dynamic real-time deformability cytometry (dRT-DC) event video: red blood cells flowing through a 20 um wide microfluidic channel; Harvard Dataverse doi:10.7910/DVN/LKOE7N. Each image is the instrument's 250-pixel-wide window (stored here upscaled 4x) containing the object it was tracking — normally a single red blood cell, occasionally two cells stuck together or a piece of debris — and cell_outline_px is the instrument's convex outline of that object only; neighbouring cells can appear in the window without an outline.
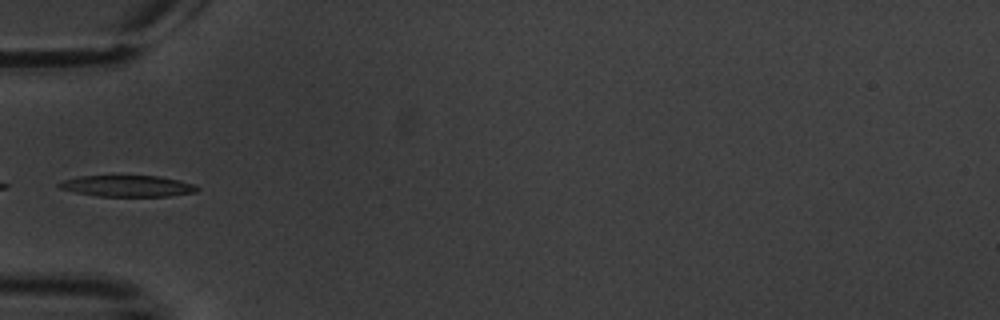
{"species": "common noctule bat (a hibernating species)", "species_latin": "Nyctalus noctula", "temperature_condition": "warm", "stored_images_in_passage": 13, "camera_frame_rate_fps": 3000, "um_per_image_px": 0.085, "animal": {"sex": "male", "body_mass_g": 20.1, "forearm_length_mm": 53.5}, "frame": {"image": 1, "passage_image": 3, "time_ms": 3.333, "image_size_px": [1000, 320], "cell_outline_px": [[200, 188], [196, 192], [168, 196], [96, 196], [76, 192], [60, 188], [56, 184], [64, 180], [80, 176], [160, 176], [196, 184]], "centroid_in_image_um": [10.87, 15.81], "position_along_channel_um": 74.1, "area_um2": 17.05}}
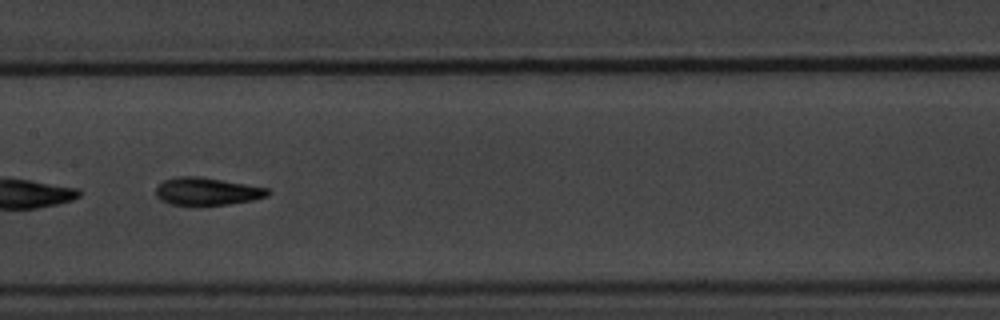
{"frame": {"image": 2, "passage_image": 6, "time_ms": 6.667, "image_size_px": [1000, 320], "cell_outline_px": [[272, 192], [268, 196], [252, 200], [228, 204], [172, 204], [160, 200], [156, 196], [156, 188], [164, 180], [176, 176], [200, 176], [268, 188]], "centroid_in_image_um": [17.6, 16.25], "position_along_channel_um": 189.8, "area_um2": 17.8}}
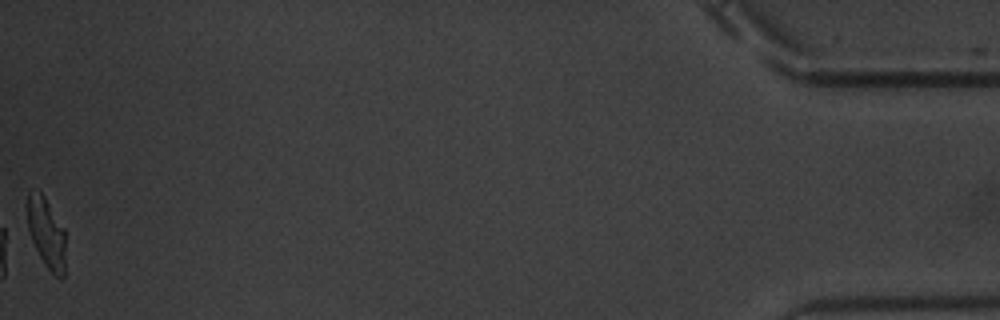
{"frame": {"image": 3, "passage_image": 13, "time_ms": 16.333, "image_size_px": [1000, 320], "cell_outline_px": [[64, 276], [56, 276], [44, 264], [28, 232], [28, 192], [32, 188], [40, 192], [44, 196], [64, 228]], "centroid_in_image_um": [3.93, 19.76], "position_along_channel_um": 431.3, "area_um2": 15.32}, "authors_computed_cell_mechanics": {"area_um2": 17.4556, "velocity_mm_per_s": 3.4351, "shape_relaxation_time_tau1_ms": 2.8456, "shape_relaxation_time_tau2_ms": 1.2955, "deformation_change_tau1": 0.1304, "deformation_change_tau2": 0.0601}}